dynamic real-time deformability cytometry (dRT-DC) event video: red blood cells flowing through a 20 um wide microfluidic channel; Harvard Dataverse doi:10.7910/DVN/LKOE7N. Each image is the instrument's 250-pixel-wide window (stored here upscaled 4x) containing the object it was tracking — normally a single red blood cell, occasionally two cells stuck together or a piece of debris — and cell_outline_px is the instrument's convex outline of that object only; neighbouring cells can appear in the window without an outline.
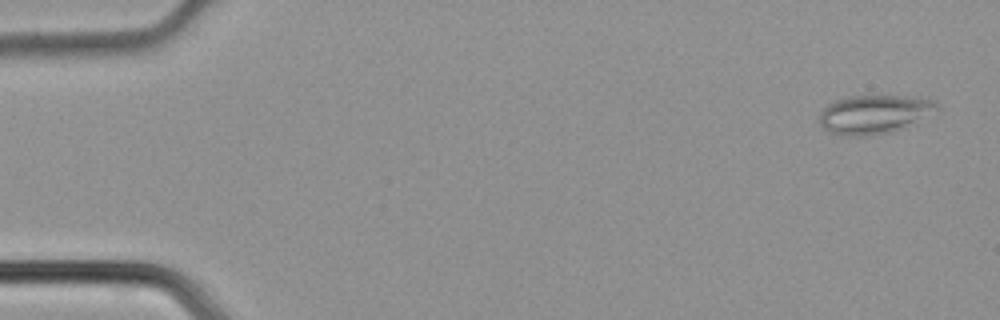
{"species": "common noctule bat (a hibernating species)", "species_latin": "Nyctalus noctula", "temperature_condition": "cold", "stored_images_in_passage": 45, "camera_frame_rate_fps": 3000, "um_per_image_px": 0.085, "animal": {"sex": "male", "body_mass_g": 21.5, "forearm_length_mm": 52.0}, "frame": {"image": 1, "passage_image": 1, "time_ms": 0.0, "image_size_px": [1000, 320], "cell_outline_px": [[940, 108], [888, 132], [864, 136], [848, 136], [828, 132], [820, 124], [820, 112], [828, 104], [836, 100], [848, 96], [900, 96], [936, 100]], "centroid_in_image_um": [74.21, 9.69], "position_along_channel_um": 10.8, "area_um2": 25.61}}
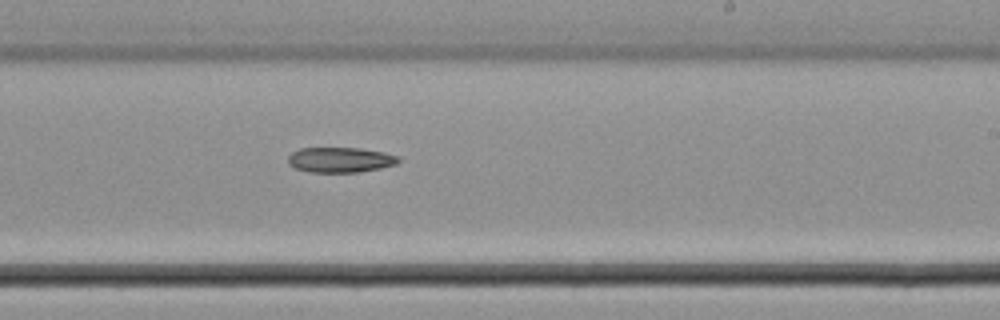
{"frame": {"image": 2, "passage_image": 27, "time_ms": 8.667, "image_size_px": [1000, 320], "cell_outline_px": [[400, 160], [396, 164], [380, 168], [356, 172], [308, 172], [296, 168], [288, 164], [288, 156], [292, 152], [300, 148], [360, 148], [384, 152], [400, 156]], "centroid_in_image_um": [28.92, 13.58], "position_along_channel_um": 260.1, "area_um2": 16.24}}
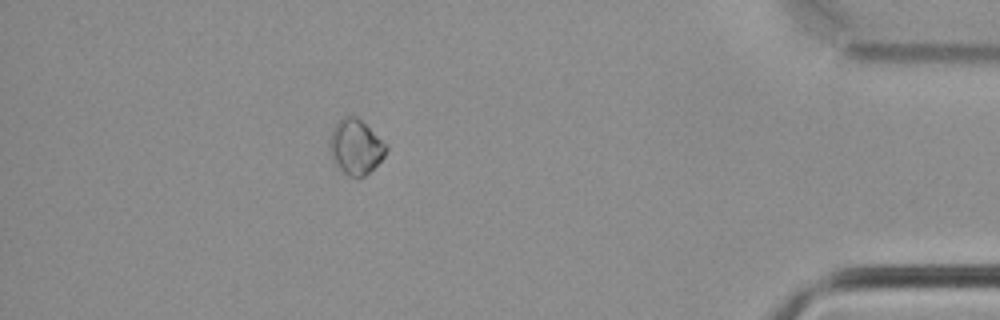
{"frame": {"image": 3, "passage_image": 40, "time_ms": 13.0, "image_size_px": [1000, 320], "cell_outline_px": [[388, 148], [384, 156], [364, 176], [348, 176], [336, 164], [328, 148], [328, 140], [332, 128], [344, 116], [356, 116], [388, 144]], "centroid_in_image_um": [30.22, 12.45], "position_along_channel_um": 405.0, "area_um2": 17.92}}